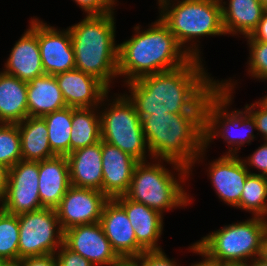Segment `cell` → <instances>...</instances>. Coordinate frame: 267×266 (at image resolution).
<instances>
[{"label": "cell", "instance_id": "obj_1", "mask_svg": "<svg viewBox=\"0 0 267 266\" xmlns=\"http://www.w3.org/2000/svg\"><path fill=\"white\" fill-rule=\"evenodd\" d=\"M205 69L201 60L192 58L177 69L124 83L130 89L125 95L139 116L204 113L205 100L220 84Z\"/></svg>", "mask_w": 267, "mask_h": 266}, {"label": "cell", "instance_id": "obj_2", "mask_svg": "<svg viewBox=\"0 0 267 266\" xmlns=\"http://www.w3.org/2000/svg\"><path fill=\"white\" fill-rule=\"evenodd\" d=\"M140 118L153 160L173 161L192 172L195 162L204 159V113L168 112Z\"/></svg>", "mask_w": 267, "mask_h": 266}, {"label": "cell", "instance_id": "obj_3", "mask_svg": "<svg viewBox=\"0 0 267 266\" xmlns=\"http://www.w3.org/2000/svg\"><path fill=\"white\" fill-rule=\"evenodd\" d=\"M148 27L140 31L138 24L136 34L118 44V76H124L125 83L177 69L192 59L160 18Z\"/></svg>", "mask_w": 267, "mask_h": 266}, {"label": "cell", "instance_id": "obj_4", "mask_svg": "<svg viewBox=\"0 0 267 266\" xmlns=\"http://www.w3.org/2000/svg\"><path fill=\"white\" fill-rule=\"evenodd\" d=\"M115 23L113 11L103 15H86L81 22L68 27L75 69L94 76L108 89L112 81L119 77Z\"/></svg>", "mask_w": 267, "mask_h": 266}, {"label": "cell", "instance_id": "obj_5", "mask_svg": "<svg viewBox=\"0 0 267 266\" xmlns=\"http://www.w3.org/2000/svg\"><path fill=\"white\" fill-rule=\"evenodd\" d=\"M157 2L161 10L158 18L168 27L191 58L202 60L196 38L226 35L220 0H158Z\"/></svg>", "mask_w": 267, "mask_h": 266}, {"label": "cell", "instance_id": "obj_6", "mask_svg": "<svg viewBox=\"0 0 267 266\" xmlns=\"http://www.w3.org/2000/svg\"><path fill=\"white\" fill-rule=\"evenodd\" d=\"M165 161L173 165L178 173V179L174 172L166 169V165L160 163ZM156 163L138 162L135 165L131 184L125 194L129 199L143 203L147 207L161 213L179 207H186L191 197L184 190L181 183L189 178V169L183 165L169 160L155 159ZM180 180V181H179Z\"/></svg>", "mask_w": 267, "mask_h": 266}, {"label": "cell", "instance_id": "obj_7", "mask_svg": "<svg viewBox=\"0 0 267 266\" xmlns=\"http://www.w3.org/2000/svg\"><path fill=\"white\" fill-rule=\"evenodd\" d=\"M232 79L221 80L220 84L208 95L204 104V149L212 140L222 137L228 145L226 155H237L240 147L254 141L253 129L257 130L253 116L245 108L228 112L227 106L232 103V91L236 82ZM234 83V84H233ZM230 103V104H229ZM227 109V110H226ZM232 128L239 130L235 135ZM243 128V129H242ZM234 130V132L236 131ZM243 132H242V131ZM233 132V133H234Z\"/></svg>", "mask_w": 267, "mask_h": 266}, {"label": "cell", "instance_id": "obj_8", "mask_svg": "<svg viewBox=\"0 0 267 266\" xmlns=\"http://www.w3.org/2000/svg\"><path fill=\"white\" fill-rule=\"evenodd\" d=\"M266 233L267 219L252 216L246 221L225 225L203 236L196 244L224 264H248L260 256Z\"/></svg>", "mask_w": 267, "mask_h": 266}, {"label": "cell", "instance_id": "obj_9", "mask_svg": "<svg viewBox=\"0 0 267 266\" xmlns=\"http://www.w3.org/2000/svg\"><path fill=\"white\" fill-rule=\"evenodd\" d=\"M112 103L104 101L108 99V93L101 101V140L111 144L123 152L129 154L138 162H145L152 155L149 152L147 142L142 129L141 118L136 112L133 103L124 94L117 96ZM105 103V104H104ZM103 104V105H102ZM148 153V155H146Z\"/></svg>", "mask_w": 267, "mask_h": 266}, {"label": "cell", "instance_id": "obj_10", "mask_svg": "<svg viewBox=\"0 0 267 266\" xmlns=\"http://www.w3.org/2000/svg\"><path fill=\"white\" fill-rule=\"evenodd\" d=\"M19 260L28 256L55 254L63 245L62 230L56 209L41 208L18 215Z\"/></svg>", "mask_w": 267, "mask_h": 266}, {"label": "cell", "instance_id": "obj_11", "mask_svg": "<svg viewBox=\"0 0 267 266\" xmlns=\"http://www.w3.org/2000/svg\"><path fill=\"white\" fill-rule=\"evenodd\" d=\"M39 162L21 160L9 169L7 190L0 208L13 215L41 209Z\"/></svg>", "mask_w": 267, "mask_h": 266}, {"label": "cell", "instance_id": "obj_12", "mask_svg": "<svg viewBox=\"0 0 267 266\" xmlns=\"http://www.w3.org/2000/svg\"><path fill=\"white\" fill-rule=\"evenodd\" d=\"M108 200L101 191L71 185L56 208L62 230L99 222Z\"/></svg>", "mask_w": 267, "mask_h": 266}, {"label": "cell", "instance_id": "obj_13", "mask_svg": "<svg viewBox=\"0 0 267 266\" xmlns=\"http://www.w3.org/2000/svg\"><path fill=\"white\" fill-rule=\"evenodd\" d=\"M63 243L94 266H117L123 262L113 250L99 222L65 230Z\"/></svg>", "mask_w": 267, "mask_h": 266}, {"label": "cell", "instance_id": "obj_14", "mask_svg": "<svg viewBox=\"0 0 267 266\" xmlns=\"http://www.w3.org/2000/svg\"><path fill=\"white\" fill-rule=\"evenodd\" d=\"M99 223L113 250L123 261H133L145 250L136 240L127 213L115 199L105 203Z\"/></svg>", "mask_w": 267, "mask_h": 266}, {"label": "cell", "instance_id": "obj_15", "mask_svg": "<svg viewBox=\"0 0 267 266\" xmlns=\"http://www.w3.org/2000/svg\"><path fill=\"white\" fill-rule=\"evenodd\" d=\"M38 44L45 74L55 76L75 69V55L69 29L61 31L39 19Z\"/></svg>", "mask_w": 267, "mask_h": 266}, {"label": "cell", "instance_id": "obj_16", "mask_svg": "<svg viewBox=\"0 0 267 266\" xmlns=\"http://www.w3.org/2000/svg\"><path fill=\"white\" fill-rule=\"evenodd\" d=\"M239 155H222L209 163L208 176L219 199L240 209V196L247 176L251 173Z\"/></svg>", "mask_w": 267, "mask_h": 266}, {"label": "cell", "instance_id": "obj_17", "mask_svg": "<svg viewBox=\"0 0 267 266\" xmlns=\"http://www.w3.org/2000/svg\"><path fill=\"white\" fill-rule=\"evenodd\" d=\"M3 72L21 81L30 82L44 75L38 44V18H32L29 28L15 42L6 60Z\"/></svg>", "mask_w": 267, "mask_h": 266}, {"label": "cell", "instance_id": "obj_18", "mask_svg": "<svg viewBox=\"0 0 267 266\" xmlns=\"http://www.w3.org/2000/svg\"><path fill=\"white\" fill-rule=\"evenodd\" d=\"M67 107H98L110 90L97 78L73 69L55 75Z\"/></svg>", "mask_w": 267, "mask_h": 266}, {"label": "cell", "instance_id": "obj_19", "mask_svg": "<svg viewBox=\"0 0 267 266\" xmlns=\"http://www.w3.org/2000/svg\"><path fill=\"white\" fill-rule=\"evenodd\" d=\"M102 192L109 198L125 195L130 187L135 165L138 163L121 149L101 140Z\"/></svg>", "mask_w": 267, "mask_h": 266}, {"label": "cell", "instance_id": "obj_20", "mask_svg": "<svg viewBox=\"0 0 267 266\" xmlns=\"http://www.w3.org/2000/svg\"><path fill=\"white\" fill-rule=\"evenodd\" d=\"M127 213L137 242L145 250H161L158 241L163 231V216L158 211L129 199L126 195L114 198Z\"/></svg>", "mask_w": 267, "mask_h": 266}, {"label": "cell", "instance_id": "obj_21", "mask_svg": "<svg viewBox=\"0 0 267 266\" xmlns=\"http://www.w3.org/2000/svg\"><path fill=\"white\" fill-rule=\"evenodd\" d=\"M71 186L66 156L39 161V197L42 208L56 209Z\"/></svg>", "mask_w": 267, "mask_h": 266}, {"label": "cell", "instance_id": "obj_22", "mask_svg": "<svg viewBox=\"0 0 267 266\" xmlns=\"http://www.w3.org/2000/svg\"><path fill=\"white\" fill-rule=\"evenodd\" d=\"M66 157L69 164L70 183L72 186L102 192L101 141L75 150Z\"/></svg>", "mask_w": 267, "mask_h": 266}, {"label": "cell", "instance_id": "obj_23", "mask_svg": "<svg viewBox=\"0 0 267 266\" xmlns=\"http://www.w3.org/2000/svg\"><path fill=\"white\" fill-rule=\"evenodd\" d=\"M220 0L224 31L233 36H250L258 26L266 8L259 0Z\"/></svg>", "mask_w": 267, "mask_h": 266}, {"label": "cell", "instance_id": "obj_24", "mask_svg": "<svg viewBox=\"0 0 267 266\" xmlns=\"http://www.w3.org/2000/svg\"><path fill=\"white\" fill-rule=\"evenodd\" d=\"M28 116L42 117L67 107L58 82L44 74L27 82Z\"/></svg>", "mask_w": 267, "mask_h": 266}, {"label": "cell", "instance_id": "obj_25", "mask_svg": "<svg viewBox=\"0 0 267 266\" xmlns=\"http://www.w3.org/2000/svg\"><path fill=\"white\" fill-rule=\"evenodd\" d=\"M26 117L27 82L0 72V123L18 124Z\"/></svg>", "mask_w": 267, "mask_h": 266}, {"label": "cell", "instance_id": "obj_26", "mask_svg": "<svg viewBox=\"0 0 267 266\" xmlns=\"http://www.w3.org/2000/svg\"><path fill=\"white\" fill-rule=\"evenodd\" d=\"M21 137L22 160L39 162L57 156L48 141V128L42 117H26L17 124Z\"/></svg>", "mask_w": 267, "mask_h": 266}, {"label": "cell", "instance_id": "obj_27", "mask_svg": "<svg viewBox=\"0 0 267 266\" xmlns=\"http://www.w3.org/2000/svg\"><path fill=\"white\" fill-rule=\"evenodd\" d=\"M98 108V110H97ZM100 107L73 108L70 153L101 141Z\"/></svg>", "mask_w": 267, "mask_h": 266}, {"label": "cell", "instance_id": "obj_28", "mask_svg": "<svg viewBox=\"0 0 267 266\" xmlns=\"http://www.w3.org/2000/svg\"><path fill=\"white\" fill-rule=\"evenodd\" d=\"M48 128V141L57 156L70 154L72 128V107L54 111L42 116Z\"/></svg>", "mask_w": 267, "mask_h": 266}, {"label": "cell", "instance_id": "obj_29", "mask_svg": "<svg viewBox=\"0 0 267 266\" xmlns=\"http://www.w3.org/2000/svg\"><path fill=\"white\" fill-rule=\"evenodd\" d=\"M240 209L267 219V176H247L240 196Z\"/></svg>", "mask_w": 267, "mask_h": 266}, {"label": "cell", "instance_id": "obj_30", "mask_svg": "<svg viewBox=\"0 0 267 266\" xmlns=\"http://www.w3.org/2000/svg\"><path fill=\"white\" fill-rule=\"evenodd\" d=\"M18 215L9 214L0 208V258L7 264L19 261Z\"/></svg>", "mask_w": 267, "mask_h": 266}, {"label": "cell", "instance_id": "obj_31", "mask_svg": "<svg viewBox=\"0 0 267 266\" xmlns=\"http://www.w3.org/2000/svg\"><path fill=\"white\" fill-rule=\"evenodd\" d=\"M21 160V137L18 125L0 123V165L10 169Z\"/></svg>", "mask_w": 267, "mask_h": 266}, {"label": "cell", "instance_id": "obj_32", "mask_svg": "<svg viewBox=\"0 0 267 266\" xmlns=\"http://www.w3.org/2000/svg\"><path fill=\"white\" fill-rule=\"evenodd\" d=\"M246 38L249 46L248 74L254 79L267 80V42Z\"/></svg>", "mask_w": 267, "mask_h": 266}, {"label": "cell", "instance_id": "obj_33", "mask_svg": "<svg viewBox=\"0 0 267 266\" xmlns=\"http://www.w3.org/2000/svg\"><path fill=\"white\" fill-rule=\"evenodd\" d=\"M133 262L136 266H180L173 258L169 259L162 249L144 250Z\"/></svg>", "mask_w": 267, "mask_h": 266}, {"label": "cell", "instance_id": "obj_34", "mask_svg": "<svg viewBox=\"0 0 267 266\" xmlns=\"http://www.w3.org/2000/svg\"><path fill=\"white\" fill-rule=\"evenodd\" d=\"M242 160L247 169L252 167L259 171V173L250 174L267 176V141H264V144H261L252 155Z\"/></svg>", "mask_w": 267, "mask_h": 266}, {"label": "cell", "instance_id": "obj_35", "mask_svg": "<svg viewBox=\"0 0 267 266\" xmlns=\"http://www.w3.org/2000/svg\"><path fill=\"white\" fill-rule=\"evenodd\" d=\"M58 266H94L80 254L70 250L64 243L55 253Z\"/></svg>", "mask_w": 267, "mask_h": 266}, {"label": "cell", "instance_id": "obj_36", "mask_svg": "<svg viewBox=\"0 0 267 266\" xmlns=\"http://www.w3.org/2000/svg\"><path fill=\"white\" fill-rule=\"evenodd\" d=\"M244 108L253 116L257 131L264 137L262 139L267 141V106L259 100L250 105L246 104Z\"/></svg>", "mask_w": 267, "mask_h": 266}, {"label": "cell", "instance_id": "obj_37", "mask_svg": "<svg viewBox=\"0 0 267 266\" xmlns=\"http://www.w3.org/2000/svg\"><path fill=\"white\" fill-rule=\"evenodd\" d=\"M86 15H103L115 10L106 0H74Z\"/></svg>", "mask_w": 267, "mask_h": 266}, {"label": "cell", "instance_id": "obj_38", "mask_svg": "<svg viewBox=\"0 0 267 266\" xmlns=\"http://www.w3.org/2000/svg\"><path fill=\"white\" fill-rule=\"evenodd\" d=\"M17 266H58L55 254H47L43 256H28L20 259Z\"/></svg>", "mask_w": 267, "mask_h": 266}, {"label": "cell", "instance_id": "obj_39", "mask_svg": "<svg viewBox=\"0 0 267 266\" xmlns=\"http://www.w3.org/2000/svg\"><path fill=\"white\" fill-rule=\"evenodd\" d=\"M190 251L202 256V261L191 264V266H226L223 262H220L214 258H211L204 250H202L196 243H193L189 247Z\"/></svg>", "mask_w": 267, "mask_h": 266}, {"label": "cell", "instance_id": "obj_40", "mask_svg": "<svg viewBox=\"0 0 267 266\" xmlns=\"http://www.w3.org/2000/svg\"><path fill=\"white\" fill-rule=\"evenodd\" d=\"M249 37L255 41L267 42V9L264 11L258 26Z\"/></svg>", "mask_w": 267, "mask_h": 266}, {"label": "cell", "instance_id": "obj_41", "mask_svg": "<svg viewBox=\"0 0 267 266\" xmlns=\"http://www.w3.org/2000/svg\"><path fill=\"white\" fill-rule=\"evenodd\" d=\"M9 168L0 165V202L4 199L8 184Z\"/></svg>", "mask_w": 267, "mask_h": 266}, {"label": "cell", "instance_id": "obj_42", "mask_svg": "<svg viewBox=\"0 0 267 266\" xmlns=\"http://www.w3.org/2000/svg\"><path fill=\"white\" fill-rule=\"evenodd\" d=\"M259 257L267 262V233L264 235L262 241L261 253Z\"/></svg>", "mask_w": 267, "mask_h": 266}, {"label": "cell", "instance_id": "obj_43", "mask_svg": "<svg viewBox=\"0 0 267 266\" xmlns=\"http://www.w3.org/2000/svg\"><path fill=\"white\" fill-rule=\"evenodd\" d=\"M250 266H267V262L260 257L255 258L253 261L248 263Z\"/></svg>", "mask_w": 267, "mask_h": 266}, {"label": "cell", "instance_id": "obj_44", "mask_svg": "<svg viewBox=\"0 0 267 266\" xmlns=\"http://www.w3.org/2000/svg\"><path fill=\"white\" fill-rule=\"evenodd\" d=\"M117 266H136L133 261H123L121 264Z\"/></svg>", "mask_w": 267, "mask_h": 266}, {"label": "cell", "instance_id": "obj_45", "mask_svg": "<svg viewBox=\"0 0 267 266\" xmlns=\"http://www.w3.org/2000/svg\"><path fill=\"white\" fill-rule=\"evenodd\" d=\"M112 7H115L117 0H106ZM116 1V2H115Z\"/></svg>", "mask_w": 267, "mask_h": 266}, {"label": "cell", "instance_id": "obj_46", "mask_svg": "<svg viewBox=\"0 0 267 266\" xmlns=\"http://www.w3.org/2000/svg\"><path fill=\"white\" fill-rule=\"evenodd\" d=\"M260 101H261L264 105L267 106V95H266L265 97H263L262 100H261V98H260Z\"/></svg>", "mask_w": 267, "mask_h": 266}, {"label": "cell", "instance_id": "obj_47", "mask_svg": "<svg viewBox=\"0 0 267 266\" xmlns=\"http://www.w3.org/2000/svg\"><path fill=\"white\" fill-rule=\"evenodd\" d=\"M259 2L267 9V0H259Z\"/></svg>", "mask_w": 267, "mask_h": 266}, {"label": "cell", "instance_id": "obj_48", "mask_svg": "<svg viewBox=\"0 0 267 266\" xmlns=\"http://www.w3.org/2000/svg\"><path fill=\"white\" fill-rule=\"evenodd\" d=\"M8 264L0 258V266H7Z\"/></svg>", "mask_w": 267, "mask_h": 266}, {"label": "cell", "instance_id": "obj_49", "mask_svg": "<svg viewBox=\"0 0 267 266\" xmlns=\"http://www.w3.org/2000/svg\"><path fill=\"white\" fill-rule=\"evenodd\" d=\"M226 266H250L249 264H233V265H226Z\"/></svg>", "mask_w": 267, "mask_h": 266}, {"label": "cell", "instance_id": "obj_50", "mask_svg": "<svg viewBox=\"0 0 267 266\" xmlns=\"http://www.w3.org/2000/svg\"><path fill=\"white\" fill-rule=\"evenodd\" d=\"M7 266H17L16 264H8Z\"/></svg>", "mask_w": 267, "mask_h": 266}]
</instances>
